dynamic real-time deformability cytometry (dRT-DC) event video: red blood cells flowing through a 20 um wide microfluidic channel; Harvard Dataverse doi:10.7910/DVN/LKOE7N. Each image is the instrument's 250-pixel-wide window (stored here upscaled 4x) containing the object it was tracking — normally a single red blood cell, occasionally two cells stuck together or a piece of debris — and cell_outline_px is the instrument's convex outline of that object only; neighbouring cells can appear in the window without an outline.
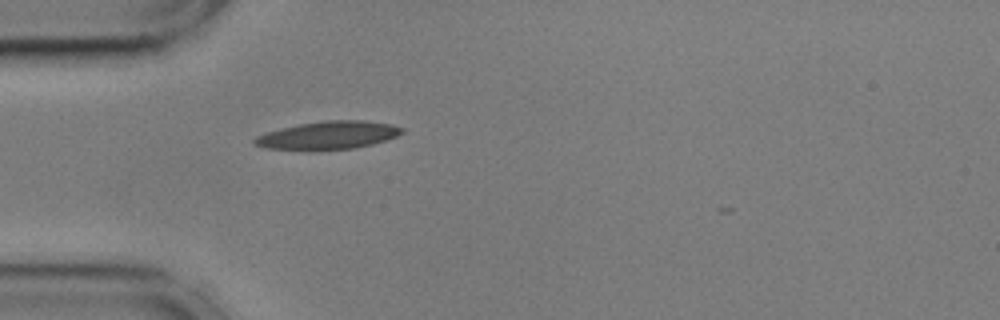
{"species": "common noctule bat (a hibernating species)", "species_latin": "Nyctalus noctula", "temperature_condition": "cold", "stored_images_in_passage": 35, "camera_frame_rate_fps": 3000, "um_per_image_px": 0.085, "animal": {"sex": "male", "body_mass_g": 17.9, "forearm_length_mm": 54.2}, "frame": {"image": 1, "passage_image": 1, "time_ms": 0.0, "image_size_px": [1000, 320], "cell_outline_px": [[404, 132], [396, 136], [372, 144], [352, 148], [308, 152], [268, 148], [252, 144], [252, 140], [256, 136], [268, 132], [300, 124], [324, 120], [364, 120], [392, 124], [404, 128]], "centroid_in_image_um": [27.87, 11.52], "position_along_channel_um": 57.1, "area_um2": 24.39}}
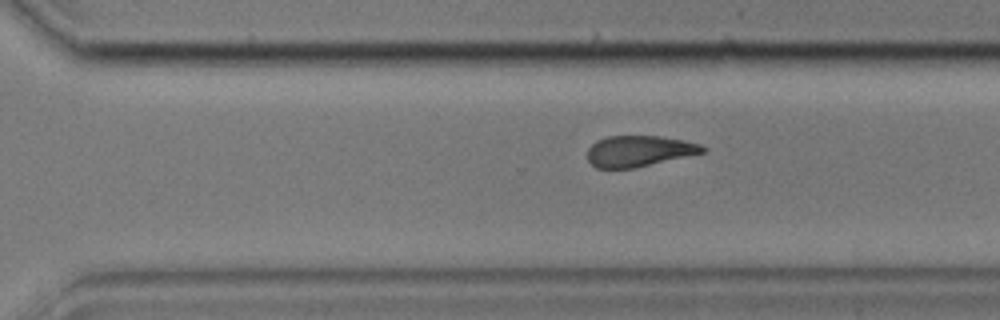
{"frame": {"image": 2, "passage_image": 23, "time_ms": 7.333, "image_size_px": [1000, 320], "cell_outline_px": [[708, 148], [704, 152], [632, 168], [596, 168], [588, 160], [588, 148], [596, 140], [608, 136], [660, 136], [684, 140], [700, 144]], "centroid_in_image_um": [54.3, 12.83], "position_along_channel_um": 316.3, "area_um2": 20.58}}
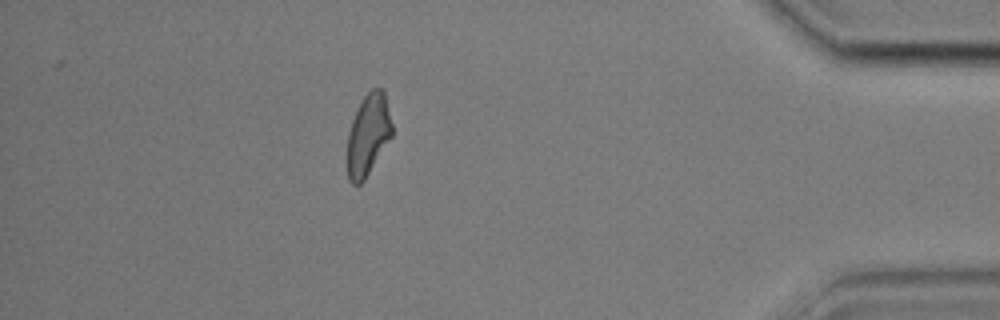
{"frame": {"image": 3, "passage_image": 34, "time_ms": 11.0, "image_size_px": [1000, 320], "cell_outline_px": [[392, 136], [364, 180], [360, 184], [352, 184], [348, 180], [344, 160], [348, 132], [352, 120], [364, 96], [372, 88], [380, 88], [384, 92], [392, 124]], "centroid_in_image_um": [31.24, 11.53], "position_along_channel_um": 404.0, "area_um2": 21.56}}